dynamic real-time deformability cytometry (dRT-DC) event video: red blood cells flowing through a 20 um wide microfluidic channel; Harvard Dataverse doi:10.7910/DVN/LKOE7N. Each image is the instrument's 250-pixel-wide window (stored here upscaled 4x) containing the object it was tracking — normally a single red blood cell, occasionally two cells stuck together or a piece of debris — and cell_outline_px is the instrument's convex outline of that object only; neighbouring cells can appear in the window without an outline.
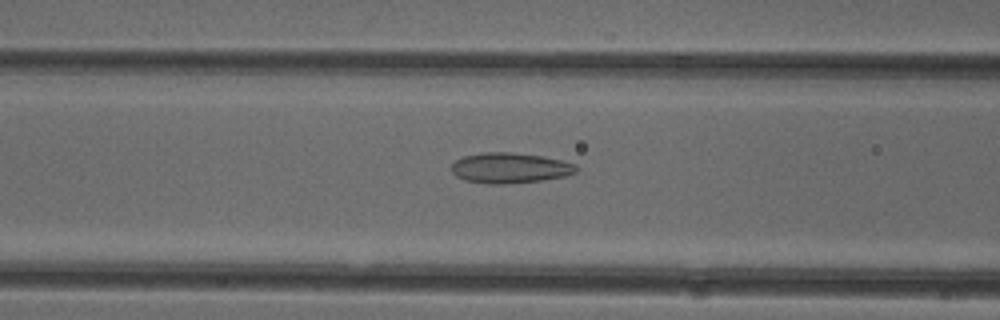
{"species": "common noctule bat (a hibernating species)", "species_latin": "Nyctalus noctula", "temperature_condition": "cold", "stored_images_in_passage": 51, "camera_frame_rate_fps": 3000, "um_per_image_px": 0.085, "animal": {"sex": "female"}, "frame": {"image": 1, "passage_image": 20, "time_ms": 6.333, "image_size_px": [1000, 320], "cell_outline_px": [[576, 172], [564, 176], [540, 180], [504, 184], [492, 184], [464, 180], [456, 176], [452, 172], [452, 164], [456, 160], [464, 156], [480, 152], [512, 152], [544, 156], [576, 164]], "centroid_in_image_um": [43.32, 14.26], "position_along_channel_um": 123.3, "area_um2": 22.02}}
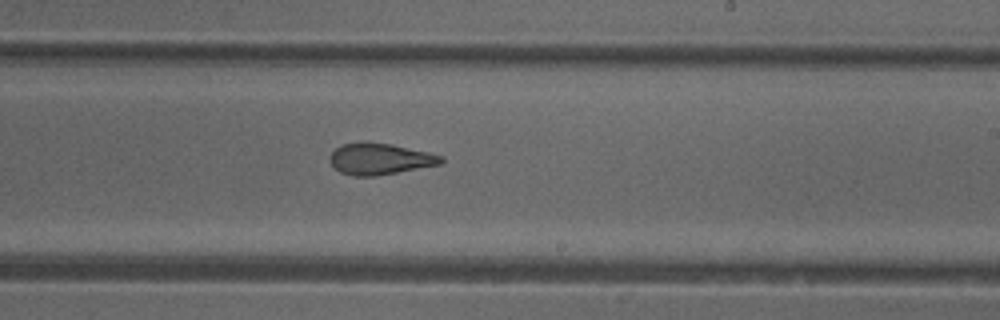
{"frame": {"image": 2, "passage_image": 30, "time_ms": 9.667, "image_size_px": [1000, 320], "cell_outline_px": [[444, 160], [440, 164], [376, 176], [352, 176], [340, 172], [332, 164], [328, 156], [340, 144], [392, 144], [428, 152], [444, 156]], "centroid_in_image_um": [32.3, 13.53], "position_along_channel_um": 256.7, "area_um2": 19.83}}
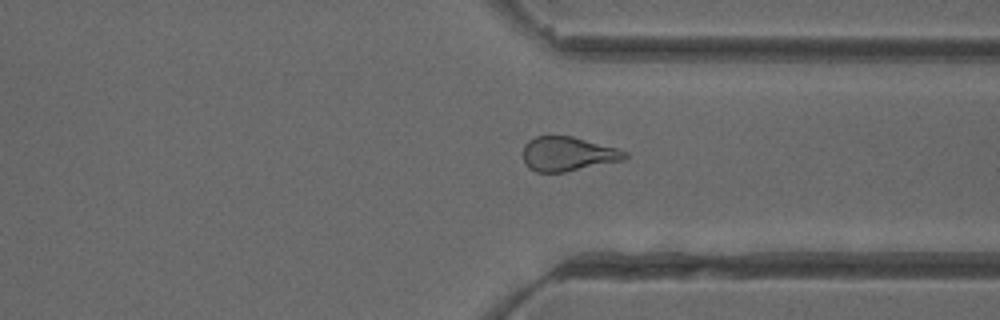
{"frame": {"image": 3, "passage_image": 38, "time_ms": 12.333, "image_size_px": [1000, 320], "cell_outline_px": [[628, 156], [624, 160], [564, 172], [536, 172], [528, 168], [524, 164], [524, 144], [528, 140], [536, 136], [572, 136], [616, 148], [628, 152]], "centroid_in_image_um": [48.25, 13.09], "position_along_channel_um": 363.1, "area_um2": 20.35}, "authors_computed_cell_mechanics": {"area_um2": 22.0218, "velocity_mm_per_s": 3.997, "shape_relaxation_time_tau1_ms": null, "shape_relaxation_time_tau2_ms": 2.4881, "deformation_change_tau1": null, "deformation_change_tau2": 0.0989}}